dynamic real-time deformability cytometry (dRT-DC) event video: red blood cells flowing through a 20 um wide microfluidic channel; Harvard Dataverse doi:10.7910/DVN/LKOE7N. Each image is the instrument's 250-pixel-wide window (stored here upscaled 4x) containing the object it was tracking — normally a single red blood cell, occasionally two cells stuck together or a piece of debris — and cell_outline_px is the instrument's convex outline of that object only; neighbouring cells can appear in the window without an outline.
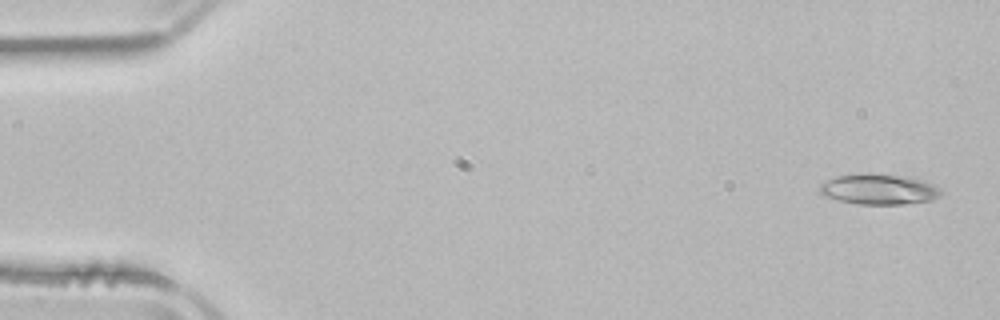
{"species": "common noctule bat (a hibernating species)", "species_latin": "Nyctalus noctula", "temperature_condition": "room temperature", "stored_images_in_passage": 4, "camera_frame_rate_fps": 3000, "um_per_image_px": 0.085, "animal": {"sex": "male", "body_mass_g": 21.5, "forearm_length_mm": 52.0}, "frame": {"image": 1, "passage_image": 1, "time_ms": 0.0, "image_size_px": [1000, 320], "cell_outline_px": [[944, 192], [940, 196], [928, 200], [904, 204], [860, 204], [840, 200], [828, 196], [820, 192], [820, 184], [836, 176], [860, 172], [868, 172], [896, 176], [920, 180], [936, 184]], "centroid_in_image_um": [74.72, 16.07], "position_along_channel_um": 10.3, "area_um2": 21.33}}
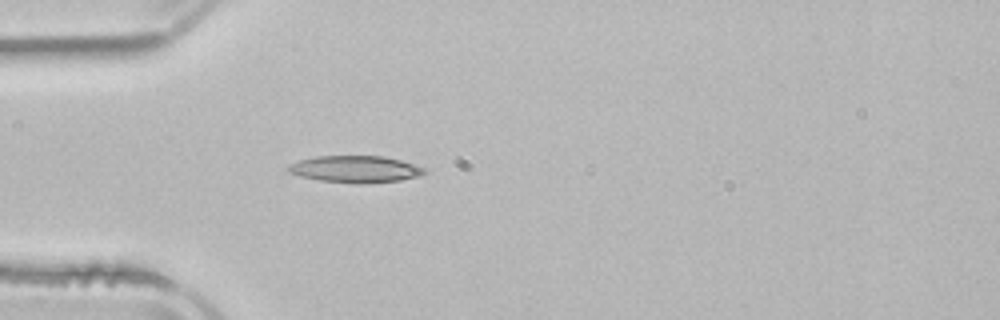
{"frame": {"image": 2, "passage_image": 4, "time_ms": 4.333, "image_size_px": [1000, 320], "cell_outline_px": [[428, 172], [420, 176], [400, 180], [364, 184], [356, 184], [320, 180], [300, 176], [288, 172], [284, 168], [288, 164], [300, 160], [316, 156], [384, 156], [400, 160], [424, 168]], "centroid_in_image_um": [30.18, 14.38], "position_along_channel_um": 54.8, "area_um2": 21.44}}